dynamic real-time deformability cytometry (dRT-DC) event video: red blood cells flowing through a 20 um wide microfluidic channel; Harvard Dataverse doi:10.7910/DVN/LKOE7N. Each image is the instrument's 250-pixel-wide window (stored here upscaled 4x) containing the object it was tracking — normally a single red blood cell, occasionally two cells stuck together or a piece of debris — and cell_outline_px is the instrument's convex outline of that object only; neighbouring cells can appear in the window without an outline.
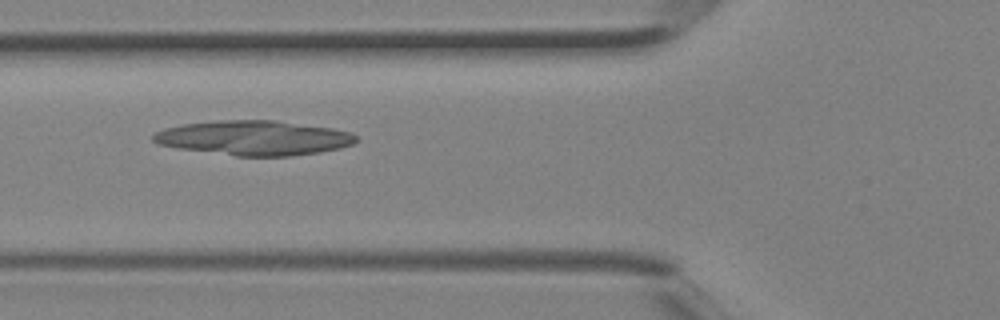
{"species": "Egyptian fruit bat (a non-hibernating species)", "species_latin": "Rousettus aegyptiacus", "temperature_condition": "room temperature", "stored_images_in_passage": 2, "camera_frame_rate_fps": 3000, "um_per_image_px": 0.085, "animal": {"sex": "female"}, "frame": {"image": 1, "passage_image": 2, "time_ms": 0.333, "image_size_px": [1000, 320], "cell_outline_px": [[356, 140], [352, 144], [340, 148], [320, 152], [288, 156], [236, 156], [176, 148], [160, 144], [152, 140], [152, 136], [156, 132], [164, 128], [180, 124], [216, 120], [276, 120], [332, 128], [348, 132], [356, 136]], "centroid_in_image_um": [21.54, 11.72], "position_along_channel_um": 104.3, "area_um2": 40.98}}